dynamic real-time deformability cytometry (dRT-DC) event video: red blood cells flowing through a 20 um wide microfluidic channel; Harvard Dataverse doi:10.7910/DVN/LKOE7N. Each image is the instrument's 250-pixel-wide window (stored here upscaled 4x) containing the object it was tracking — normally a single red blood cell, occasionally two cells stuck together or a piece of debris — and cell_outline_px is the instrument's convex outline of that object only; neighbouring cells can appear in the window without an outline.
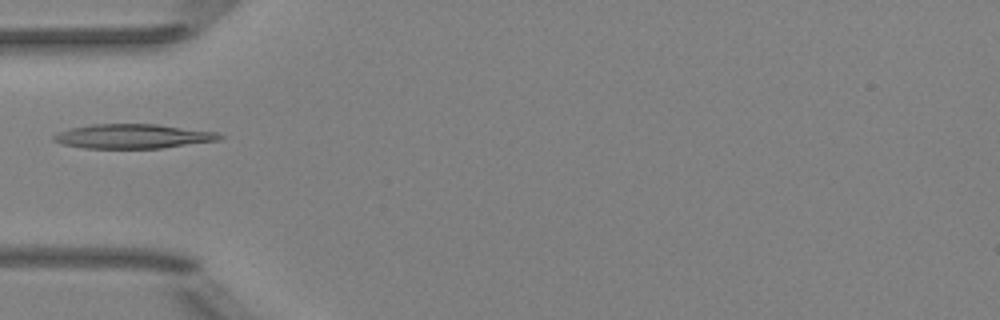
{"species": "Egyptian fruit bat (a non-hibernating species)", "species_latin": "Rousettus aegyptiacus", "temperature_condition": "room temperature", "stored_images_in_passage": 5, "camera_frame_rate_fps": 3000, "um_per_image_px": 0.085, "animal": {"sex": "female"}, "frame": {"image": 1, "passage_image": 4, "time_ms": 4.333, "image_size_px": [1000, 320], "cell_outline_px": [[224, 136], [220, 140], [160, 148], [84, 148], [60, 144], [52, 140], [52, 136], [60, 132], [72, 128], [92, 124], [156, 124], [220, 132]], "centroid_in_image_um": [11.32, 11.58], "position_along_channel_um": 73.7, "area_um2": 23.58}}
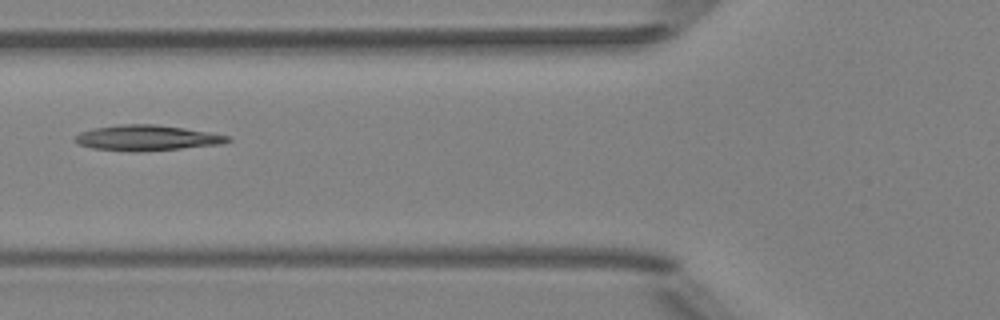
{"frame": {"image": 2, "passage_image": 5, "time_ms": 5.333, "image_size_px": [1000, 320], "cell_outline_px": [[232, 140], [224, 144], [136, 152], [92, 148], [80, 144], [72, 140], [80, 132], [92, 128], [120, 124], [152, 124], [184, 128], [208, 132], [228, 136]], "centroid_in_image_um": [12.46, 11.72], "position_along_channel_um": 113.3, "area_um2": 22.54}}